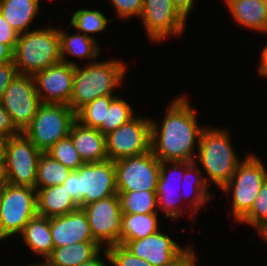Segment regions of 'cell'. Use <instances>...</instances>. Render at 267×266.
Here are the masks:
<instances>
[{
  "mask_svg": "<svg viewBox=\"0 0 267 266\" xmlns=\"http://www.w3.org/2000/svg\"><path fill=\"white\" fill-rule=\"evenodd\" d=\"M161 127L151 119V151L161 162H194V149L203 127L185 96L174 98Z\"/></svg>",
  "mask_w": 267,
  "mask_h": 266,
  "instance_id": "6da1fadb",
  "label": "cell"
},
{
  "mask_svg": "<svg viewBox=\"0 0 267 266\" xmlns=\"http://www.w3.org/2000/svg\"><path fill=\"white\" fill-rule=\"evenodd\" d=\"M126 66L120 60L91 62L83 68L75 66L72 98L69 106L76 113L87 103L102 96H114L122 84Z\"/></svg>",
  "mask_w": 267,
  "mask_h": 266,
  "instance_id": "7a4b0ae2",
  "label": "cell"
},
{
  "mask_svg": "<svg viewBox=\"0 0 267 266\" xmlns=\"http://www.w3.org/2000/svg\"><path fill=\"white\" fill-rule=\"evenodd\" d=\"M13 61L18 74L25 75H34L61 62L59 30L47 26L20 34Z\"/></svg>",
  "mask_w": 267,
  "mask_h": 266,
  "instance_id": "3957f363",
  "label": "cell"
},
{
  "mask_svg": "<svg viewBox=\"0 0 267 266\" xmlns=\"http://www.w3.org/2000/svg\"><path fill=\"white\" fill-rule=\"evenodd\" d=\"M62 186L80 208L118 193L114 161L84 163L72 170Z\"/></svg>",
  "mask_w": 267,
  "mask_h": 266,
  "instance_id": "277c9868",
  "label": "cell"
},
{
  "mask_svg": "<svg viewBox=\"0 0 267 266\" xmlns=\"http://www.w3.org/2000/svg\"><path fill=\"white\" fill-rule=\"evenodd\" d=\"M230 141L227 130L203 127L198 142L197 161L208 175L205 180L215 183L220 190L230 181L240 163Z\"/></svg>",
  "mask_w": 267,
  "mask_h": 266,
  "instance_id": "5b68a950",
  "label": "cell"
},
{
  "mask_svg": "<svg viewBox=\"0 0 267 266\" xmlns=\"http://www.w3.org/2000/svg\"><path fill=\"white\" fill-rule=\"evenodd\" d=\"M75 120L76 113L69 105L42 103L22 133L45 153L59 140L69 136Z\"/></svg>",
  "mask_w": 267,
  "mask_h": 266,
  "instance_id": "8992f818",
  "label": "cell"
},
{
  "mask_svg": "<svg viewBox=\"0 0 267 266\" xmlns=\"http://www.w3.org/2000/svg\"><path fill=\"white\" fill-rule=\"evenodd\" d=\"M266 180V167L257 156L249 154L240 161L230 181L221 189L232 194V213L238 223L250 211Z\"/></svg>",
  "mask_w": 267,
  "mask_h": 266,
  "instance_id": "52a82bcc",
  "label": "cell"
},
{
  "mask_svg": "<svg viewBox=\"0 0 267 266\" xmlns=\"http://www.w3.org/2000/svg\"><path fill=\"white\" fill-rule=\"evenodd\" d=\"M40 151L23 133L11 136L2 142L9 184L35 188Z\"/></svg>",
  "mask_w": 267,
  "mask_h": 266,
  "instance_id": "ba28073f",
  "label": "cell"
},
{
  "mask_svg": "<svg viewBox=\"0 0 267 266\" xmlns=\"http://www.w3.org/2000/svg\"><path fill=\"white\" fill-rule=\"evenodd\" d=\"M1 224L3 233L12 237L37 213V190L28 186L7 184L0 190Z\"/></svg>",
  "mask_w": 267,
  "mask_h": 266,
  "instance_id": "9c48e42d",
  "label": "cell"
},
{
  "mask_svg": "<svg viewBox=\"0 0 267 266\" xmlns=\"http://www.w3.org/2000/svg\"><path fill=\"white\" fill-rule=\"evenodd\" d=\"M161 161L149 151L114 161L118 192L156 191Z\"/></svg>",
  "mask_w": 267,
  "mask_h": 266,
  "instance_id": "30bf717a",
  "label": "cell"
},
{
  "mask_svg": "<svg viewBox=\"0 0 267 266\" xmlns=\"http://www.w3.org/2000/svg\"><path fill=\"white\" fill-rule=\"evenodd\" d=\"M0 103L9 113L15 128L22 133L42 104L33 75L17 74L3 93Z\"/></svg>",
  "mask_w": 267,
  "mask_h": 266,
  "instance_id": "8fae6325",
  "label": "cell"
},
{
  "mask_svg": "<svg viewBox=\"0 0 267 266\" xmlns=\"http://www.w3.org/2000/svg\"><path fill=\"white\" fill-rule=\"evenodd\" d=\"M151 151V119L134 117L106 135L108 159L115 161Z\"/></svg>",
  "mask_w": 267,
  "mask_h": 266,
  "instance_id": "7c38bea8",
  "label": "cell"
},
{
  "mask_svg": "<svg viewBox=\"0 0 267 266\" xmlns=\"http://www.w3.org/2000/svg\"><path fill=\"white\" fill-rule=\"evenodd\" d=\"M86 213L93 239L110 247L120 244L122 211L118 194L82 207Z\"/></svg>",
  "mask_w": 267,
  "mask_h": 266,
  "instance_id": "4fadbf2b",
  "label": "cell"
},
{
  "mask_svg": "<svg viewBox=\"0 0 267 266\" xmlns=\"http://www.w3.org/2000/svg\"><path fill=\"white\" fill-rule=\"evenodd\" d=\"M121 245L152 266H176L193 251L189 244L183 248L160 230L142 239L124 241Z\"/></svg>",
  "mask_w": 267,
  "mask_h": 266,
  "instance_id": "5bb4252c",
  "label": "cell"
},
{
  "mask_svg": "<svg viewBox=\"0 0 267 266\" xmlns=\"http://www.w3.org/2000/svg\"><path fill=\"white\" fill-rule=\"evenodd\" d=\"M150 41L160 43L170 35L180 36L186 19L173 6L172 0H143L142 15Z\"/></svg>",
  "mask_w": 267,
  "mask_h": 266,
  "instance_id": "9a60e30c",
  "label": "cell"
},
{
  "mask_svg": "<svg viewBox=\"0 0 267 266\" xmlns=\"http://www.w3.org/2000/svg\"><path fill=\"white\" fill-rule=\"evenodd\" d=\"M75 66L59 62L33 77L41 103L68 105L72 98Z\"/></svg>",
  "mask_w": 267,
  "mask_h": 266,
  "instance_id": "2e32d148",
  "label": "cell"
},
{
  "mask_svg": "<svg viewBox=\"0 0 267 266\" xmlns=\"http://www.w3.org/2000/svg\"><path fill=\"white\" fill-rule=\"evenodd\" d=\"M50 229L54 248L70 246L78 242H96L82 208L66 215L51 217Z\"/></svg>",
  "mask_w": 267,
  "mask_h": 266,
  "instance_id": "e0dca14e",
  "label": "cell"
},
{
  "mask_svg": "<svg viewBox=\"0 0 267 266\" xmlns=\"http://www.w3.org/2000/svg\"><path fill=\"white\" fill-rule=\"evenodd\" d=\"M69 137L84 163L101 162L108 159L106 136L98 129L87 127L75 120L71 126Z\"/></svg>",
  "mask_w": 267,
  "mask_h": 266,
  "instance_id": "ac0fdd59",
  "label": "cell"
},
{
  "mask_svg": "<svg viewBox=\"0 0 267 266\" xmlns=\"http://www.w3.org/2000/svg\"><path fill=\"white\" fill-rule=\"evenodd\" d=\"M167 165L169 166L172 165L173 168L170 169ZM185 170H186V162L165 161V162H161L160 164V176H159L157 189H156L158 207L160 208V210L166 213V216H165L166 218L171 217L175 221L183 213L182 210H180L182 208L179 207L176 203L178 201L181 202L182 200L180 199L181 197H178V196L174 197L175 195L173 196L172 190L174 189L171 186L173 185L172 184L173 181L171 180V178L173 177L171 176L173 175V172L175 174L176 171H180L182 173L180 174V176L182 175L181 176L182 178ZM178 181L182 182V180H178Z\"/></svg>",
  "mask_w": 267,
  "mask_h": 266,
  "instance_id": "d6986e66",
  "label": "cell"
},
{
  "mask_svg": "<svg viewBox=\"0 0 267 266\" xmlns=\"http://www.w3.org/2000/svg\"><path fill=\"white\" fill-rule=\"evenodd\" d=\"M232 17L241 26L267 33L266 0H225Z\"/></svg>",
  "mask_w": 267,
  "mask_h": 266,
  "instance_id": "ffe728a7",
  "label": "cell"
},
{
  "mask_svg": "<svg viewBox=\"0 0 267 266\" xmlns=\"http://www.w3.org/2000/svg\"><path fill=\"white\" fill-rule=\"evenodd\" d=\"M36 190L39 216L47 218L62 216L80 208L62 185L36 188Z\"/></svg>",
  "mask_w": 267,
  "mask_h": 266,
  "instance_id": "44dd1931",
  "label": "cell"
},
{
  "mask_svg": "<svg viewBox=\"0 0 267 266\" xmlns=\"http://www.w3.org/2000/svg\"><path fill=\"white\" fill-rule=\"evenodd\" d=\"M40 0H2L0 13L20 35L28 32L31 22L38 15Z\"/></svg>",
  "mask_w": 267,
  "mask_h": 266,
  "instance_id": "7402d4cb",
  "label": "cell"
},
{
  "mask_svg": "<svg viewBox=\"0 0 267 266\" xmlns=\"http://www.w3.org/2000/svg\"><path fill=\"white\" fill-rule=\"evenodd\" d=\"M101 247L97 242H78L54 248L52 254L43 261L46 266H79L94 258Z\"/></svg>",
  "mask_w": 267,
  "mask_h": 266,
  "instance_id": "603a6c76",
  "label": "cell"
},
{
  "mask_svg": "<svg viewBox=\"0 0 267 266\" xmlns=\"http://www.w3.org/2000/svg\"><path fill=\"white\" fill-rule=\"evenodd\" d=\"M20 235L23 236V240L30 250L41 255L45 260L52 254L54 244L50 218L37 215L24 226Z\"/></svg>",
  "mask_w": 267,
  "mask_h": 266,
  "instance_id": "cb8c5ba5",
  "label": "cell"
},
{
  "mask_svg": "<svg viewBox=\"0 0 267 266\" xmlns=\"http://www.w3.org/2000/svg\"><path fill=\"white\" fill-rule=\"evenodd\" d=\"M60 55L62 62L69 63L73 66H77L75 61H69L66 59V54L78 57V58H92L95 59L99 54V46L96 39L86 36L84 34H66V30L60 31Z\"/></svg>",
  "mask_w": 267,
  "mask_h": 266,
  "instance_id": "d4e9b609",
  "label": "cell"
},
{
  "mask_svg": "<svg viewBox=\"0 0 267 266\" xmlns=\"http://www.w3.org/2000/svg\"><path fill=\"white\" fill-rule=\"evenodd\" d=\"M157 215L158 213L122 214L120 244L142 239L159 231Z\"/></svg>",
  "mask_w": 267,
  "mask_h": 266,
  "instance_id": "484cf974",
  "label": "cell"
},
{
  "mask_svg": "<svg viewBox=\"0 0 267 266\" xmlns=\"http://www.w3.org/2000/svg\"><path fill=\"white\" fill-rule=\"evenodd\" d=\"M71 169L59 161L42 153L38 162L37 179L35 188H48L62 185L71 173Z\"/></svg>",
  "mask_w": 267,
  "mask_h": 266,
  "instance_id": "4316f807",
  "label": "cell"
},
{
  "mask_svg": "<svg viewBox=\"0 0 267 266\" xmlns=\"http://www.w3.org/2000/svg\"><path fill=\"white\" fill-rule=\"evenodd\" d=\"M123 214L158 213L156 191L118 192Z\"/></svg>",
  "mask_w": 267,
  "mask_h": 266,
  "instance_id": "83f0119b",
  "label": "cell"
},
{
  "mask_svg": "<svg viewBox=\"0 0 267 266\" xmlns=\"http://www.w3.org/2000/svg\"><path fill=\"white\" fill-rule=\"evenodd\" d=\"M196 165H198V164H196L195 161L194 162H186V170H185L184 175L182 177V178H184L182 181H184V183L186 181V183H188L191 186V187L190 186L189 187H190V189H192L191 190L192 194H194V195L191 194L192 197H190V203L192 204L190 206H192L193 208H192V211H190L189 213L193 212V210H194V212L198 213L199 208L202 207L208 201H210V198L212 197L211 195H209L210 192L208 191V187L211 184H208L206 182V180L202 176L203 173H201V171H199L198 168L195 167ZM192 174H196V175H194V178H193L194 180L191 177V176H193ZM182 184H183V182H182ZM187 196L183 195L181 197L186 200Z\"/></svg>",
  "mask_w": 267,
  "mask_h": 266,
  "instance_id": "f1b7e54d",
  "label": "cell"
},
{
  "mask_svg": "<svg viewBox=\"0 0 267 266\" xmlns=\"http://www.w3.org/2000/svg\"><path fill=\"white\" fill-rule=\"evenodd\" d=\"M113 19H107L99 10L78 9L72 15L69 25L77 29V32L84 33L95 39L89 34L98 33L106 30L107 24Z\"/></svg>",
  "mask_w": 267,
  "mask_h": 266,
  "instance_id": "f546056e",
  "label": "cell"
},
{
  "mask_svg": "<svg viewBox=\"0 0 267 266\" xmlns=\"http://www.w3.org/2000/svg\"><path fill=\"white\" fill-rule=\"evenodd\" d=\"M115 96H102L87 103L76 112V120L82 125L98 129L106 123V106H110Z\"/></svg>",
  "mask_w": 267,
  "mask_h": 266,
  "instance_id": "4dcf8cb0",
  "label": "cell"
},
{
  "mask_svg": "<svg viewBox=\"0 0 267 266\" xmlns=\"http://www.w3.org/2000/svg\"><path fill=\"white\" fill-rule=\"evenodd\" d=\"M133 113L129 103L116 96L110 106H106V123H102L98 130L106 136L111 131L133 119L135 117Z\"/></svg>",
  "mask_w": 267,
  "mask_h": 266,
  "instance_id": "1f68e13d",
  "label": "cell"
},
{
  "mask_svg": "<svg viewBox=\"0 0 267 266\" xmlns=\"http://www.w3.org/2000/svg\"><path fill=\"white\" fill-rule=\"evenodd\" d=\"M45 153L71 170H78L84 164L69 136L59 140Z\"/></svg>",
  "mask_w": 267,
  "mask_h": 266,
  "instance_id": "d6a6232c",
  "label": "cell"
},
{
  "mask_svg": "<svg viewBox=\"0 0 267 266\" xmlns=\"http://www.w3.org/2000/svg\"><path fill=\"white\" fill-rule=\"evenodd\" d=\"M239 222L247 223L259 232L267 226V180L261 186L250 211Z\"/></svg>",
  "mask_w": 267,
  "mask_h": 266,
  "instance_id": "836d02e7",
  "label": "cell"
},
{
  "mask_svg": "<svg viewBox=\"0 0 267 266\" xmlns=\"http://www.w3.org/2000/svg\"><path fill=\"white\" fill-rule=\"evenodd\" d=\"M105 249L104 257L112 266H152L148 261L133 255L121 244Z\"/></svg>",
  "mask_w": 267,
  "mask_h": 266,
  "instance_id": "e575fe53",
  "label": "cell"
},
{
  "mask_svg": "<svg viewBox=\"0 0 267 266\" xmlns=\"http://www.w3.org/2000/svg\"><path fill=\"white\" fill-rule=\"evenodd\" d=\"M118 18L139 17L142 15L143 0H111Z\"/></svg>",
  "mask_w": 267,
  "mask_h": 266,
  "instance_id": "d590c367",
  "label": "cell"
},
{
  "mask_svg": "<svg viewBox=\"0 0 267 266\" xmlns=\"http://www.w3.org/2000/svg\"><path fill=\"white\" fill-rule=\"evenodd\" d=\"M18 74L14 61L0 64V101L6 88Z\"/></svg>",
  "mask_w": 267,
  "mask_h": 266,
  "instance_id": "8d00e7d4",
  "label": "cell"
},
{
  "mask_svg": "<svg viewBox=\"0 0 267 266\" xmlns=\"http://www.w3.org/2000/svg\"><path fill=\"white\" fill-rule=\"evenodd\" d=\"M18 36L19 34L0 13V43L8 45L14 51Z\"/></svg>",
  "mask_w": 267,
  "mask_h": 266,
  "instance_id": "74e56055",
  "label": "cell"
},
{
  "mask_svg": "<svg viewBox=\"0 0 267 266\" xmlns=\"http://www.w3.org/2000/svg\"><path fill=\"white\" fill-rule=\"evenodd\" d=\"M20 132L15 128L9 113L0 103V138L5 140L11 136H15Z\"/></svg>",
  "mask_w": 267,
  "mask_h": 266,
  "instance_id": "f35d334b",
  "label": "cell"
},
{
  "mask_svg": "<svg viewBox=\"0 0 267 266\" xmlns=\"http://www.w3.org/2000/svg\"><path fill=\"white\" fill-rule=\"evenodd\" d=\"M195 0H172L173 6L187 20L194 6Z\"/></svg>",
  "mask_w": 267,
  "mask_h": 266,
  "instance_id": "ab89813d",
  "label": "cell"
},
{
  "mask_svg": "<svg viewBox=\"0 0 267 266\" xmlns=\"http://www.w3.org/2000/svg\"><path fill=\"white\" fill-rule=\"evenodd\" d=\"M13 61V50L6 44L0 43V64Z\"/></svg>",
  "mask_w": 267,
  "mask_h": 266,
  "instance_id": "60d3db41",
  "label": "cell"
},
{
  "mask_svg": "<svg viewBox=\"0 0 267 266\" xmlns=\"http://www.w3.org/2000/svg\"><path fill=\"white\" fill-rule=\"evenodd\" d=\"M261 60L258 67L259 74L267 79V45L261 53Z\"/></svg>",
  "mask_w": 267,
  "mask_h": 266,
  "instance_id": "b9f144b4",
  "label": "cell"
},
{
  "mask_svg": "<svg viewBox=\"0 0 267 266\" xmlns=\"http://www.w3.org/2000/svg\"><path fill=\"white\" fill-rule=\"evenodd\" d=\"M8 184L5 161L3 156L0 157V190Z\"/></svg>",
  "mask_w": 267,
  "mask_h": 266,
  "instance_id": "7bdbcfd3",
  "label": "cell"
},
{
  "mask_svg": "<svg viewBox=\"0 0 267 266\" xmlns=\"http://www.w3.org/2000/svg\"><path fill=\"white\" fill-rule=\"evenodd\" d=\"M196 253L192 251L189 255H187L181 262H179L176 266H196Z\"/></svg>",
  "mask_w": 267,
  "mask_h": 266,
  "instance_id": "ee69618b",
  "label": "cell"
},
{
  "mask_svg": "<svg viewBox=\"0 0 267 266\" xmlns=\"http://www.w3.org/2000/svg\"><path fill=\"white\" fill-rule=\"evenodd\" d=\"M99 254L100 252L94 258L80 264L79 266H106V263L102 259H100L101 256Z\"/></svg>",
  "mask_w": 267,
  "mask_h": 266,
  "instance_id": "f6af8a7d",
  "label": "cell"
},
{
  "mask_svg": "<svg viewBox=\"0 0 267 266\" xmlns=\"http://www.w3.org/2000/svg\"><path fill=\"white\" fill-rule=\"evenodd\" d=\"M8 238L4 233L2 229V224H1V208H0V240H5Z\"/></svg>",
  "mask_w": 267,
  "mask_h": 266,
  "instance_id": "bcb514c9",
  "label": "cell"
},
{
  "mask_svg": "<svg viewBox=\"0 0 267 266\" xmlns=\"http://www.w3.org/2000/svg\"><path fill=\"white\" fill-rule=\"evenodd\" d=\"M259 233H260V235H262V238L264 239L265 243L267 244V226Z\"/></svg>",
  "mask_w": 267,
  "mask_h": 266,
  "instance_id": "7dc6e473",
  "label": "cell"
},
{
  "mask_svg": "<svg viewBox=\"0 0 267 266\" xmlns=\"http://www.w3.org/2000/svg\"><path fill=\"white\" fill-rule=\"evenodd\" d=\"M28 266H46V265H45L44 263H40V264H39V263L37 262V264H34V263H33L32 265H28Z\"/></svg>",
  "mask_w": 267,
  "mask_h": 266,
  "instance_id": "c3c4849f",
  "label": "cell"
},
{
  "mask_svg": "<svg viewBox=\"0 0 267 266\" xmlns=\"http://www.w3.org/2000/svg\"><path fill=\"white\" fill-rule=\"evenodd\" d=\"M2 142L3 140L0 138V157L2 156Z\"/></svg>",
  "mask_w": 267,
  "mask_h": 266,
  "instance_id": "681fc988",
  "label": "cell"
}]
</instances>
